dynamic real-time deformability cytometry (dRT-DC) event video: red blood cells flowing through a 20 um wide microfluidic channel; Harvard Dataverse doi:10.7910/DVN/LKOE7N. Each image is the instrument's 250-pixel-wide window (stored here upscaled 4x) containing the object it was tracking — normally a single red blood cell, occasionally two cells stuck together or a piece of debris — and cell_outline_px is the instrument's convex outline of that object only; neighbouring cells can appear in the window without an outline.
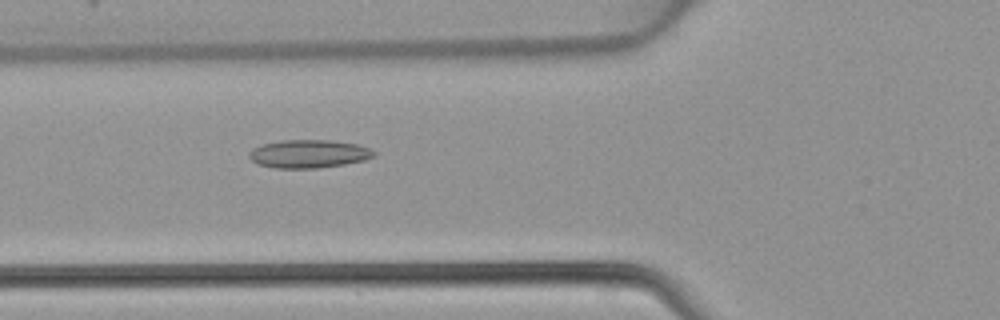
{"species": "common noctule bat (a hibernating species)", "species_latin": "Nyctalus noctula", "temperature_condition": "warm", "stored_images_in_passage": 46, "camera_frame_rate_fps": 3000, "um_per_image_px": 0.085, "animal": {"sex": "female", "body_mass_g": 22.7, "forearm_length_mm": 54.2}, "frame": {"image": 1, "passage_image": 17, "time_ms": 5.333, "image_size_px": [1000, 320], "cell_outline_px": [[376, 152], [372, 156], [364, 160], [344, 164], [316, 168], [276, 168], [256, 164], [248, 156], [248, 152], [252, 148], [260, 144], [280, 140], [328, 140], [356, 144], [368, 148]], "centroid_in_image_um": [26.16, 13.07], "position_along_channel_um": 99.6, "area_um2": 20.46}}
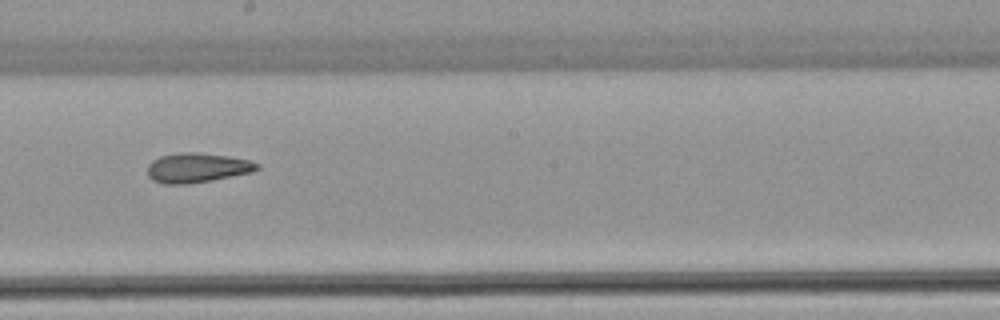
{"frame": {"image": 2, "passage_image": 26, "time_ms": 8.333, "image_size_px": [1000, 320], "cell_outline_px": [[260, 168], [252, 172], [212, 180], [188, 184], [164, 184], [152, 180], [148, 176], [148, 164], [152, 160], [160, 156], [180, 152], [196, 152], [228, 156], [252, 160], [260, 164]], "centroid_in_image_um": [16.77, 14.25], "position_along_channel_um": 231.4, "area_um2": 19.07}}
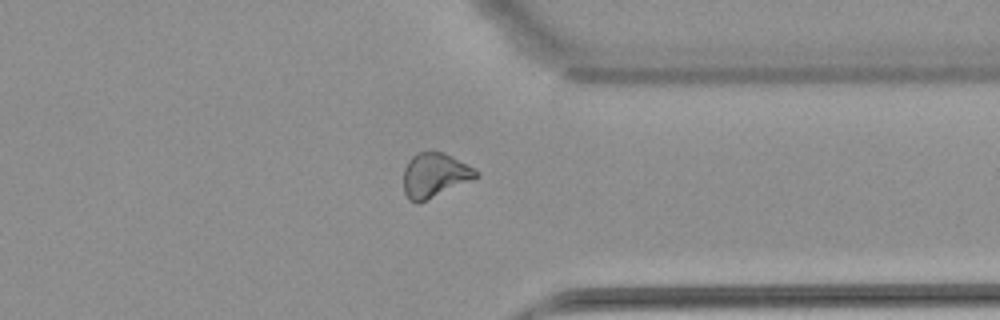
{"frame": {"image": 3, "passage_image": 36, "time_ms": 11.667, "image_size_px": [1000, 320], "cell_outline_px": [[480, 176], [472, 180], [420, 204], [416, 204], [408, 200], [404, 192], [404, 168], [408, 160], [416, 152], [432, 148], [444, 152], [452, 156], [480, 172]], "centroid_in_image_um": [36.93, 14.88], "position_along_channel_um": 374.5, "area_um2": 19.48}}